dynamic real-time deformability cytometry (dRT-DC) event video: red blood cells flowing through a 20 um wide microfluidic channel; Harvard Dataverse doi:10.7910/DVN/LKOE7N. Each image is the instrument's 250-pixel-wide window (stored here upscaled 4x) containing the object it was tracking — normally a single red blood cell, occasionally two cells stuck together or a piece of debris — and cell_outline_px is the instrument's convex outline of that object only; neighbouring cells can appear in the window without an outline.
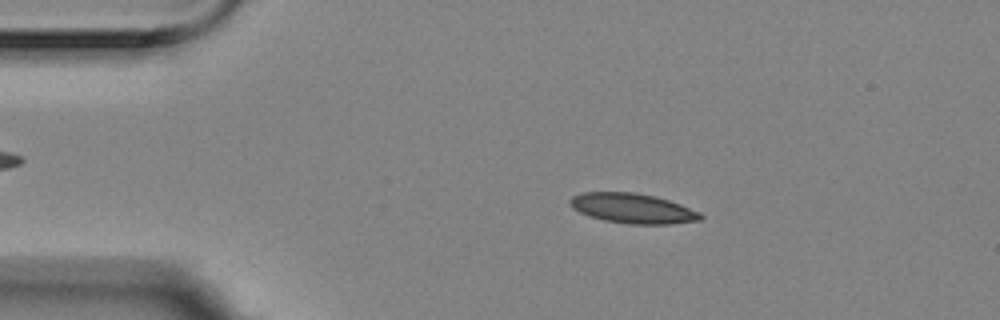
{"species": "Egyptian fruit bat (a non-hibernating species)", "species_latin": "Rousettus aegyptiacus", "temperature_condition": "room temperature", "stored_images_in_passage": 7, "camera_frame_rate_fps": 3000, "um_per_image_px": 0.085, "animal": {"sex": "female"}, "frame": {"image": 1, "passage_image": 2, "time_ms": 0.333, "image_size_px": [1000, 320], "cell_outline_px": [[704, 216], [700, 220], [668, 224], [632, 224], [604, 220], [588, 216], [572, 208], [568, 200], [572, 196], [584, 192], [632, 192], [656, 196], [680, 204], [700, 212]], "centroid_in_image_um": [53.76, 17.7], "position_along_channel_um": 31.2, "area_um2": 22.72}}
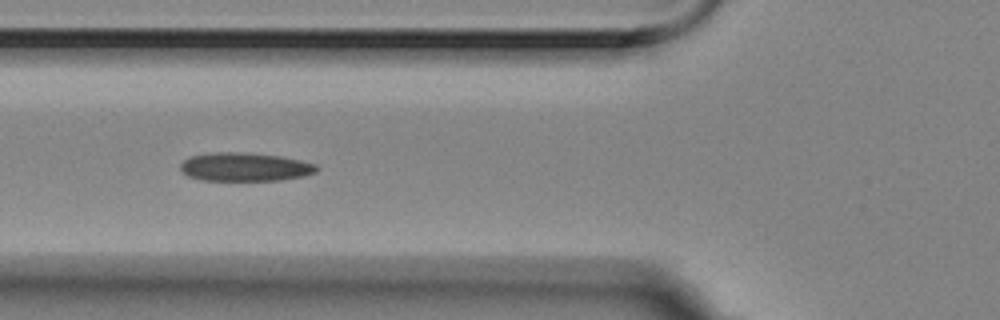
{"frame": {"image": 2, "passage_image": 5, "time_ms": 1.333, "image_size_px": [1000, 320], "cell_outline_px": [[320, 168], [316, 172], [300, 176], [280, 180], [204, 180], [188, 176], [180, 168], [180, 164], [184, 160], [192, 156], [212, 152], [244, 152], [280, 156], [300, 160], [316, 164]], "centroid_in_image_um": [20.82, 14.18], "position_along_channel_um": 105.0, "area_um2": 22.48}}
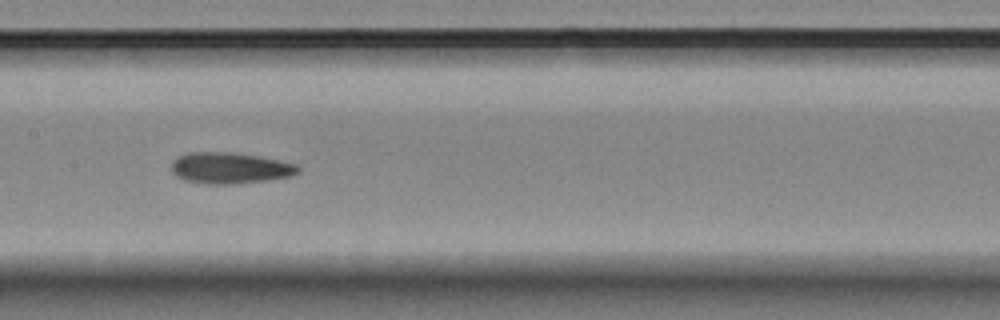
{"frame": {"image": 3, "passage_image": 7, "time_ms": 2.0, "image_size_px": [1000, 320], "cell_outline_px": [[300, 172], [288, 176], [264, 180], [228, 184], [208, 184], [184, 180], [176, 176], [172, 172], [172, 160], [176, 156], [188, 152], [236, 152], [260, 156], [296, 164], [300, 168]], "centroid_in_image_um": [19.49, 14.26], "position_along_channel_um": 187.9, "area_um2": 23.0}}